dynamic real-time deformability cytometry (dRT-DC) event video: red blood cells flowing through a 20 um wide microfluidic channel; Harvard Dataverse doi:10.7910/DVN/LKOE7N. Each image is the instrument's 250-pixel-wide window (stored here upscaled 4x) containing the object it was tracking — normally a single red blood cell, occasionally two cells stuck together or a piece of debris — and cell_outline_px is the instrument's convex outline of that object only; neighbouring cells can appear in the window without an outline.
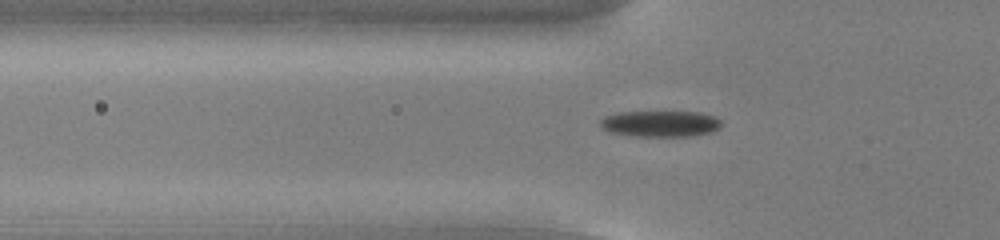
{"species": "common noctule bat (a hibernating species)", "species_latin": "Nyctalus noctula", "temperature_condition": "cold", "stored_images_in_passage": 55, "camera_frame_rate_fps": 3000, "um_per_image_px": 0.085, "animal": {"sex": "male", "body_mass_g": 13.0, "forearm_length_mm": 53.1}, "frame": {"image": 1, "passage_image": 19, "time_ms": 6.0, "image_size_px": [1000, 240], "cell_outline_px": [[724, 124], [720, 128], [712, 132], [692, 136], [636, 136], [612, 132], [604, 128], [600, 124], [600, 120], [604, 116], [620, 112], [700, 112], [716, 116]], "centroid_in_image_um": [56.21, 10.51], "position_along_channel_um": 69.6, "area_um2": 18.5}}
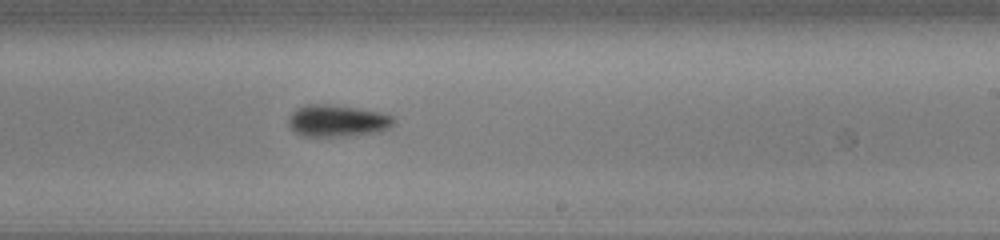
{"frame": {"image": 2, "passage_image": 34, "time_ms": 11.0, "image_size_px": [1000, 240], "cell_outline_px": [[396, 120], [388, 128], [380, 132], [352, 136], [300, 136], [288, 124], [288, 116], [296, 108], [304, 104], [328, 104], [356, 108], [380, 112], [392, 116]], "centroid_in_image_um": [28.65, 10.27], "position_along_channel_um": 260.3, "area_um2": 19.71}}
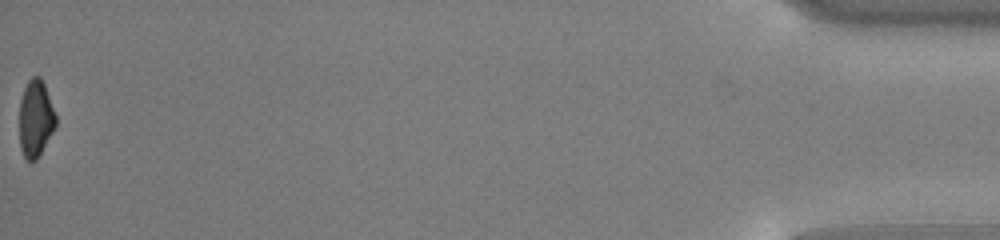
{"frame": {"image": 3, "passage_image": 55, "time_ms": 18.0, "image_size_px": [1000, 240], "cell_outline_px": [[56, 124], [52, 132], [36, 160], [32, 164], [24, 156], [20, 148], [20, 100], [24, 88], [28, 80], [32, 76], [40, 76], [44, 84], [56, 116]], "centroid_in_image_um": [3.01, 10.07], "position_along_channel_um": 432.2, "area_um2": 16.13}, "authors_computed_cell_mechanics": {"area_um2": 18.207, "velocity_mm_per_s": 3.8375, "shape_relaxation_time_tau1_ms": 3.1503, "shape_relaxation_time_tau2_ms": null, "deformation_change_tau1": 0.0938, "deformation_change_tau2": null}}